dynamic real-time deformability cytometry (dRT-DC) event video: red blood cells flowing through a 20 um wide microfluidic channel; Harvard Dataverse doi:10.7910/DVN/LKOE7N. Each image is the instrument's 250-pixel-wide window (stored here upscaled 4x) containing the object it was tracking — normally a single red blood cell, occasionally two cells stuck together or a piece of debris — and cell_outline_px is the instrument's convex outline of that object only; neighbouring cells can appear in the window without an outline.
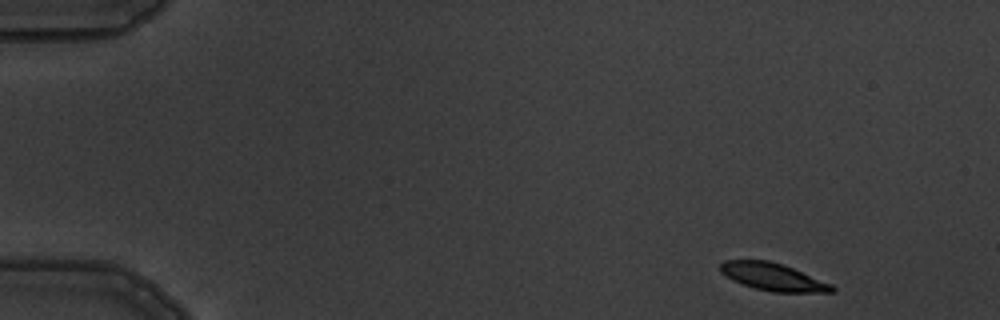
{"species": "common noctule bat (a hibernating species)", "species_latin": "Nyctalus noctula", "temperature_condition": "warm", "stored_images_in_passage": 5, "camera_frame_rate_fps": 3000, "um_per_image_px": 0.085, "animal": {"sex": "male", "body_mass_g": 19.5, "forearm_length_mm": 54.6}, "frame": {"image": 1, "passage_image": 1, "time_ms": 0.0, "image_size_px": [1000, 320], "cell_outline_px": [[836, 292], [772, 292], [756, 288], [732, 280], [720, 272], [720, 264], [724, 260], [768, 260], [792, 268], [832, 284], [836, 288]], "centroid_in_image_um": [65.7, 23.54], "position_along_channel_um": 19.3, "area_um2": 17.69}}